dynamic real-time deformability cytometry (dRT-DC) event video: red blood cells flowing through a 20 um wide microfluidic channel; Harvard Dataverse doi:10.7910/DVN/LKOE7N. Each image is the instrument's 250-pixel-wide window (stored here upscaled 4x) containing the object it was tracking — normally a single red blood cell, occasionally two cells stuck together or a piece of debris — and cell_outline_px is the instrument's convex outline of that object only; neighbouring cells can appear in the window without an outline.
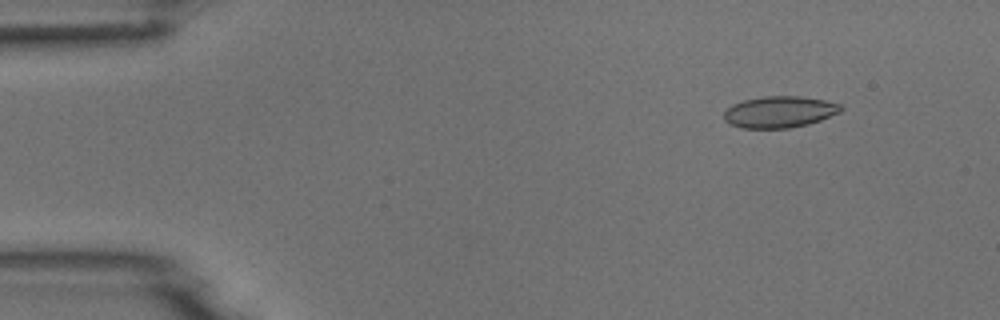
{"species": "common noctule bat (a hibernating species)", "species_latin": "Nyctalus noctula", "temperature_condition": "room temperature", "stored_images_in_passage": 53, "camera_frame_rate_fps": 3000, "um_per_image_px": 0.085, "animal": {"sex": "male", "body_mass_g": 18.8}, "frame": {"image": 1, "passage_image": 6, "time_ms": 1.667, "image_size_px": [1000, 320], "cell_outline_px": [[844, 108], [840, 112], [820, 120], [808, 124], [788, 128], [744, 128], [732, 124], [724, 120], [724, 112], [732, 104], [744, 100], [764, 96], [800, 96], [824, 100], [840, 104]], "centroid_in_image_um": [66.27, 9.51], "position_along_channel_um": 18.7, "area_um2": 21.33}}
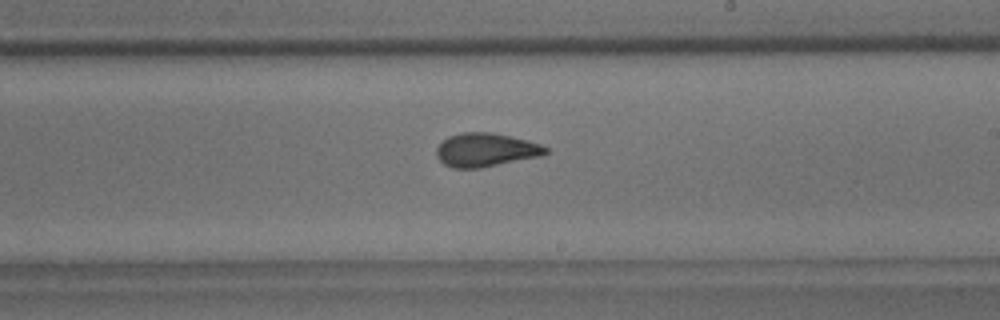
{"frame": {"image": 2, "passage_image": 31, "time_ms": 10.0, "image_size_px": [1000, 320], "cell_outline_px": [[548, 152], [544, 156], [480, 168], [452, 168], [444, 164], [436, 156], [436, 148], [448, 136], [460, 132], [492, 132], [528, 140], [540, 144], [548, 148]], "centroid_in_image_um": [41.31, 12.74], "position_along_channel_um": 247.7, "area_um2": 21.62}}
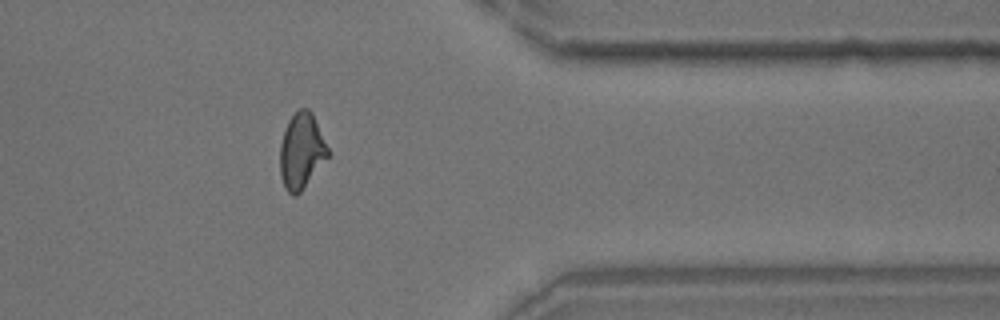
{"frame": {"image": 3, "passage_image": 43, "time_ms": 14.0, "image_size_px": [1000, 320], "cell_outline_px": [[328, 156], [300, 192], [296, 196], [292, 196], [284, 188], [280, 176], [280, 144], [284, 128], [288, 120], [300, 108], [308, 108], [312, 112], [328, 148]], "centroid_in_image_um": [25.59, 12.83], "position_along_channel_um": 385.8, "area_um2": 20.98}}